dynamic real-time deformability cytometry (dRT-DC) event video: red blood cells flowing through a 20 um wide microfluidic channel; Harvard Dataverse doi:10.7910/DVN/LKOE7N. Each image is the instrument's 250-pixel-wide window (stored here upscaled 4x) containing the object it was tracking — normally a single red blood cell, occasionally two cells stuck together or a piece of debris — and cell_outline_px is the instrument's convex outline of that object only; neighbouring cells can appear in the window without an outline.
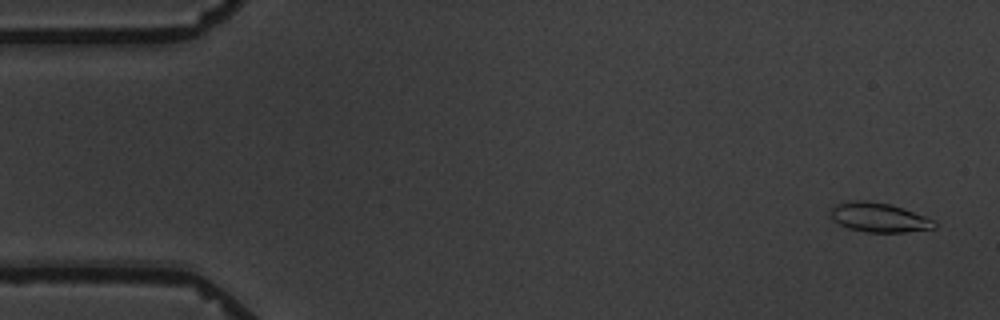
{"species": "common noctule bat (a hibernating species)", "species_latin": "Nyctalus noctula", "temperature_condition": "warm", "stored_images_in_passage": 5, "camera_frame_rate_fps": 3000, "um_per_image_px": 0.085, "animal": {"sex": "male", "body_mass_g": 19.5, "forearm_length_mm": 54.6}, "frame": {"image": 1, "passage_image": 1, "time_ms": 0.0, "image_size_px": [1000, 320], "cell_outline_px": [[936, 228], [904, 232], [868, 232], [848, 228], [832, 220], [828, 208], [836, 204], [848, 200], [864, 200], [892, 204], [904, 208], [924, 216], [932, 220], [936, 224]], "centroid_in_image_um": [74.65, 18.46], "position_along_channel_um": 10.4, "area_um2": 17.92}}